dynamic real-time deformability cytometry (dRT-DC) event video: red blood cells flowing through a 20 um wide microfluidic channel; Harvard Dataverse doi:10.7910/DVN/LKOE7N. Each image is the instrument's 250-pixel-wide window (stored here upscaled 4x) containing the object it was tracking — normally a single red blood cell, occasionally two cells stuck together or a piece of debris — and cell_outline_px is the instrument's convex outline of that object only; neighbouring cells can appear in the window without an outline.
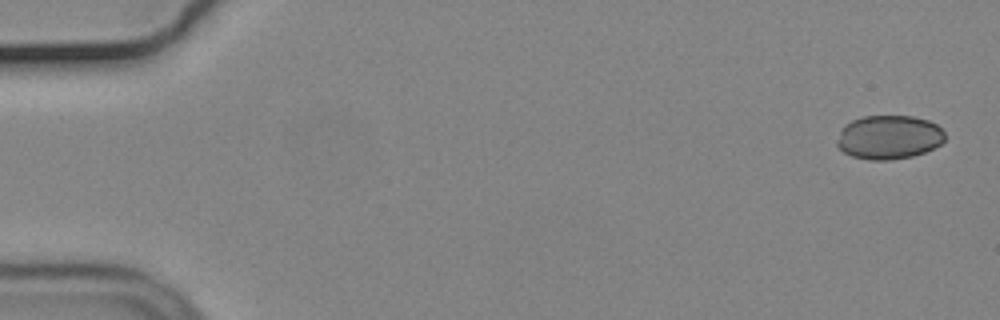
{"species": "common noctule bat (a hibernating species)", "species_latin": "Nyctalus noctula", "temperature_condition": "cold", "stored_images_in_passage": 55, "camera_frame_rate_fps": 3000, "um_per_image_px": 0.085, "animal": {"sex": "male", "body_mass_g": 19.2, "forearm_length_mm": 51.8}, "frame": {"image": 1, "passage_image": 1, "time_ms": 0.0, "image_size_px": [1000, 320], "cell_outline_px": [[944, 140], [940, 144], [924, 152], [912, 156], [888, 160], [868, 160], [852, 156], [844, 152], [836, 144], [836, 140], [844, 124], [852, 120], [864, 116], [912, 116], [928, 120], [936, 124], [944, 132]], "centroid_in_image_um": [75.53, 11.66], "position_along_channel_um": 9.5, "area_um2": 27.57}}
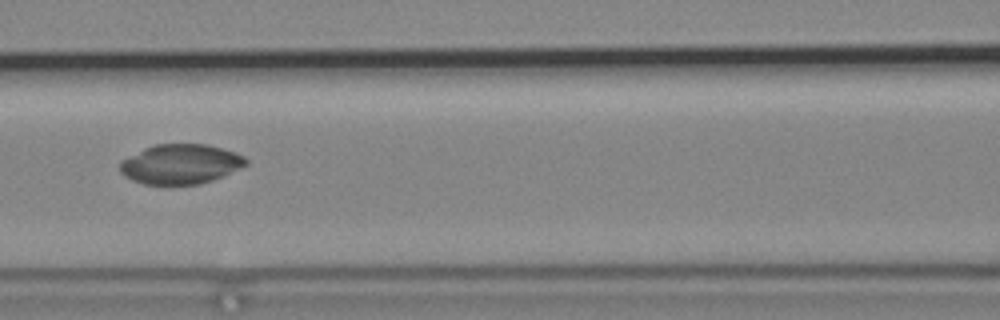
{"frame": {"image": 2, "passage_image": 24, "time_ms": 7.667, "image_size_px": [1000, 320], "cell_outline_px": [[248, 164], [224, 176], [200, 184], [168, 188], [144, 184], [132, 180], [124, 176], [120, 172], [120, 160], [144, 148], [156, 144], [208, 144], [236, 152], [244, 156], [248, 160]], "centroid_in_image_um": [15.33, 13.99], "position_along_channel_um": 151.3, "area_um2": 30.17}}
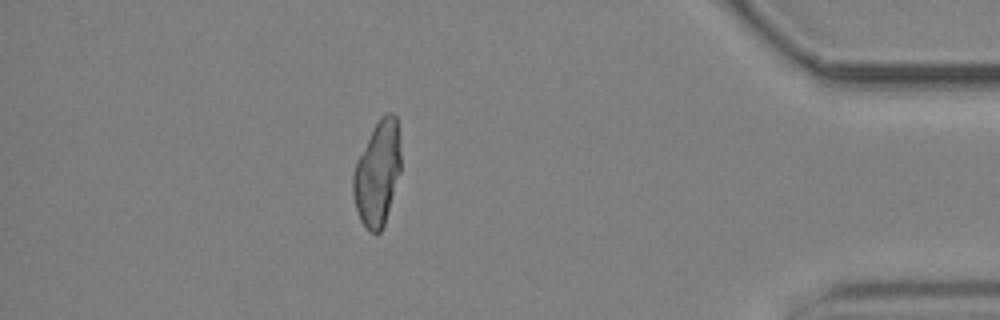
{"frame": {"image": 3, "passage_image": 48, "time_ms": 15.667, "image_size_px": [1000, 320], "cell_outline_px": [[400, 172], [384, 224], [380, 232], [368, 232], [364, 228], [360, 220], [356, 208], [352, 192], [352, 176], [356, 160], [380, 116], [388, 112], [392, 112], [396, 116], [400, 140]], "centroid_in_image_um": [32.07, 14.73], "position_along_channel_um": 403.1, "area_um2": 29.07}, "authors_computed_cell_mechanics": {"area_um2": 29.5358, "velocity_mm_per_s": 3.7007, "shape_relaxation_time_tau1_ms": null, "shape_relaxation_time_tau2_ms": 3.6222, "deformation_change_tau1": null, "deformation_change_tau2": 0.0252}}